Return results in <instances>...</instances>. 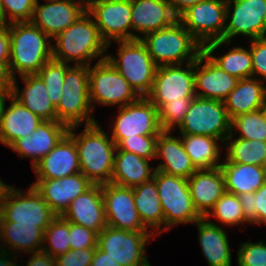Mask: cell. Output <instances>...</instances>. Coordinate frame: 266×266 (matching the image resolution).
<instances>
[{
    "instance_id": "6da1fadb",
    "label": "cell",
    "mask_w": 266,
    "mask_h": 266,
    "mask_svg": "<svg viewBox=\"0 0 266 266\" xmlns=\"http://www.w3.org/2000/svg\"><path fill=\"white\" fill-rule=\"evenodd\" d=\"M70 127L68 135L75 141L81 173L92 184L110 183L114 169V155L117 145L99 122Z\"/></svg>"
},
{
    "instance_id": "7a4b0ae2",
    "label": "cell",
    "mask_w": 266,
    "mask_h": 266,
    "mask_svg": "<svg viewBox=\"0 0 266 266\" xmlns=\"http://www.w3.org/2000/svg\"><path fill=\"white\" fill-rule=\"evenodd\" d=\"M52 41V59L60 62L90 66L106 58L107 43L87 11Z\"/></svg>"
},
{
    "instance_id": "3957f363",
    "label": "cell",
    "mask_w": 266,
    "mask_h": 266,
    "mask_svg": "<svg viewBox=\"0 0 266 266\" xmlns=\"http://www.w3.org/2000/svg\"><path fill=\"white\" fill-rule=\"evenodd\" d=\"M9 70L13 78L37 74L52 59V40L31 22L9 24Z\"/></svg>"
},
{
    "instance_id": "277c9868",
    "label": "cell",
    "mask_w": 266,
    "mask_h": 266,
    "mask_svg": "<svg viewBox=\"0 0 266 266\" xmlns=\"http://www.w3.org/2000/svg\"><path fill=\"white\" fill-rule=\"evenodd\" d=\"M141 41L157 66L196 61L202 44L177 20L173 25L145 34Z\"/></svg>"
},
{
    "instance_id": "5b68a950",
    "label": "cell",
    "mask_w": 266,
    "mask_h": 266,
    "mask_svg": "<svg viewBox=\"0 0 266 266\" xmlns=\"http://www.w3.org/2000/svg\"><path fill=\"white\" fill-rule=\"evenodd\" d=\"M55 108L57 121L68 128L98 122L89 99L88 66L71 65L66 70L61 98Z\"/></svg>"
},
{
    "instance_id": "8992f818",
    "label": "cell",
    "mask_w": 266,
    "mask_h": 266,
    "mask_svg": "<svg viewBox=\"0 0 266 266\" xmlns=\"http://www.w3.org/2000/svg\"><path fill=\"white\" fill-rule=\"evenodd\" d=\"M116 55L106 60L119 71L140 97H146L153 86L157 65L141 39L116 41Z\"/></svg>"
},
{
    "instance_id": "52a82bcc",
    "label": "cell",
    "mask_w": 266,
    "mask_h": 266,
    "mask_svg": "<svg viewBox=\"0 0 266 266\" xmlns=\"http://www.w3.org/2000/svg\"><path fill=\"white\" fill-rule=\"evenodd\" d=\"M155 180L165 221V232L179 224H193L203 217L193 204L188 179L155 170Z\"/></svg>"
},
{
    "instance_id": "ba28073f",
    "label": "cell",
    "mask_w": 266,
    "mask_h": 266,
    "mask_svg": "<svg viewBox=\"0 0 266 266\" xmlns=\"http://www.w3.org/2000/svg\"><path fill=\"white\" fill-rule=\"evenodd\" d=\"M89 99L93 111L96 105L123 107L140 96L128 81L106 59L88 66Z\"/></svg>"
},
{
    "instance_id": "9c48e42d",
    "label": "cell",
    "mask_w": 266,
    "mask_h": 266,
    "mask_svg": "<svg viewBox=\"0 0 266 266\" xmlns=\"http://www.w3.org/2000/svg\"><path fill=\"white\" fill-rule=\"evenodd\" d=\"M27 190L15 185L8 188L0 208V222L36 225L44 231L57 215L31 185Z\"/></svg>"
},
{
    "instance_id": "30bf717a",
    "label": "cell",
    "mask_w": 266,
    "mask_h": 266,
    "mask_svg": "<svg viewBox=\"0 0 266 266\" xmlns=\"http://www.w3.org/2000/svg\"><path fill=\"white\" fill-rule=\"evenodd\" d=\"M177 128L178 134L205 135L224 142L231 131V119L223 101L195 96Z\"/></svg>"
},
{
    "instance_id": "8fae6325",
    "label": "cell",
    "mask_w": 266,
    "mask_h": 266,
    "mask_svg": "<svg viewBox=\"0 0 266 266\" xmlns=\"http://www.w3.org/2000/svg\"><path fill=\"white\" fill-rule=\"evenodd\" d=\"M156 236L150 231H125L106 226L97 246L121 266H152L146 256L148 244Z\"/></svg>"
},
{
    "instance_id": "7c38bea8",
    "label": "cell",
    "mask_w": 266,
    "mask_h": 266,
    "mask_svg": "<svg viewBox=\"0 0 266 266\" xmlns=\"http://www.w3.org/2000/svg\"><path fill=\"white\" fill-rule=\"evenodd\" d=\"M112 118L110 137L118 146L125 138L137 135H159L162 132L158 119V109L147 98L117 108Z\"/></svg>"
},
{
    "instance_id": "4fadbf2b",
    "label": "cell",
    "mask_w": 266,
    "mask_h": 266,
    "mask_svg": "<svg viewBox=\"0 0 266 266\" xmlns=\"http://www.w3.org/2000/svg\"><path fill=\"white\" fill-rule=\"evenodd\" d=\"M87 12L107 43V51L116 41L132 40L131 0H90Z\"/></svg>"
},
{
    "instance_id": "5bb4252c",
    "label": "cell",
    "mask_w": 266,
    "mask_h": 266,
    "mask_svg": "<svg viewBox=\"0 0 266 266\" xmlns=\"http://www.w3.org/2000/svg\"><path fill=\"white\" fill-rule=\"evenodd\" d=\"M266 37V0H226L224 41Z\"/></svg>"
},
{
    "instance_id": "9a60e30c",
    "label": "cell",
    "mask_w": 266,
    "mask_h": 266,
    "mask_svg": "<svg viewBox=\"0 0 266 266\" xmlns=\"http://www.w3.org/2000/svg\"><path fill=\"white\" fill-rule=\"evenodd\" d=\"M226 0H202L178 16V21L201 44L224 40Z\"/></svg>"
},
{
    "instance_id": "2e32d148",
    "label": "cell",
    "mask_w": 266,
    "mask_h": 266,
    "mask_svg": "<svg viewBox=\"0 0 266 266\" xmlns=\"http://www.w3.org/2000/svg\"><path fill=\"white\" fill-rule=\"evenodd\" d=\"M195 96L193 61L181 65L158 66L152 89L146 97L159 109L165 103Z\"/></svg>"
},
{
    "instance_id": "e0dca14e",
    "label": "cell",
    "mask_w": 266,
    "mask_h": 266,
    "mask_svg": "<svg viewBox=\"0 0 266 266\" xmlns=\"http://www.w3.org/2000/svg\"><path fill=\"white\" fill-rule=\"evenodd\" d=\"M37 0L30 22L51 40L75 23L86 11L83 0Z\"/></svg>"
},
{
    "instance_id": "ac0fdd59",
    "label": "cell",
    "mask_w": 266,
    "mask_h": 266,
    "mask_svg": "<svg viewBox=\"0 0 266 266\" xmlns=\"http://www.w3.org/2000/svg\"><path fill=\"white\" fill-rule=\"evenodd\" d=\"M107 226L125 231H149L135 207L133 189L112 183L102 184Z\"/></svg>"
},
{
    "instance_id": "d6986e66",
    "label": "cell",
    "mask_w": 266,
    "mask_h": 266,
    "mask_svg": "<svg viewBox=\"0 0 266 266\" xmlns=\"http://www.w3.org/2000/svg\"><path fill=\"white\" fill-rule=\"evenodd\" d=\"M31 185L57 216H62L70 203L93 184L81 173L60 179H36Z\"/></svg>"
},
{
    "instance_id": "ffe728a7",
    "label": "cell",
    "mask_w": 266,
    "mask_h": 266,
    "mask_svg": "<svg viewBox=\"0 0 266 266\" xmlns=\"http://www.w3.org/2000/svg\"><path fill=\"white\" fill-rule=\"evenodd\" d=\"M196 96L224 101L237 86L239 78L218 67L204 52L194 61Z\"/></svg>"
},
{
    "instance_id": "44dd1931",
    "label": "cell",
    "mask_w": 266,
    "mask_h": 266,
    "mask_svg": "<svg viewBox=\"0 0 266 266\" xmlns=\"http://www.w3.org/2000/svg\"><path fill=\"white\" fill-rule=\"evenodd\" d=\"M68 129L58 121H42L31 135L17 139L8 148L22 160L30 158L33 168L68 133Z\"/></svg>"
},
{
    "instance_id": "7402d4cb",
    "label": "cell",
    "mask_w": 266,
    "mask_h": 266,
    "mask_svg": "<svg viewBox=\"0 0 266 266\" xmlns=\"http://www.w3.org/2000/svg\"><path fill=\"white\" fill-rule=\"evenodd\" d=\"M132 40L173 25L178 16L166 0H131Z\"/></svg>"
},
{
    "instance_id": "603a6c76",
    "label": "cell",
    "mask_w": 266,
    "mask_h": 266,
    "mask_svg": "<svg viewBox=\"0 0 266 266\" xmlns=\"http://www.w3.org/2000/svg\"><path fill=\"white\" fill-rule=\"evenodd\" d=\"M62 217L68 222L82 225L99 234L107 226L102 185L93 184L76 197Z\"/></svg>"
},
{
    "instance_id": "cb8c5ba5",
    "label": "cell",
    "mask_w": 266,
    "mask_h": 266,
    "mask_svg": "<svg viewBox=\"0 0 266 266\" xmlns=\"http://www.w3.org/2000/svg\"><path fill=\"white\" fill-rule=\"evenodd\" d=\"M36 179H60L81 172L75 141L66 134L34 167Z\"/></svg>"
},
{
    "instance_id": "d4e9b609",
    "label": "cell",
    "mask_w": 266,
    "mask_h": 266,
    "mask_svg": "<svg viewBox=\"0 0 266 266\" xmlns=\"http://www.w3.org/2000/svg\"><path fill=\"white\" fill-rule=\"evenodd\" d=\"M188 186L195 209L203 218L226 192L221 167L196 170L188 178Z\"/></svg>"
},
{
    "instance_id": "484cf974",
    "label": "cell",
    "mask_w": 266,
    "mask_h": 266,
    "mask_svg": "<svg viewBox=\"0 0 266 266\" xmlns=\"http://www.w3.org/2000/svg\"><path fill=\"white\" fill-rule=\"evenodd\" d=\"M174 131H162L156 142V159H162L154 167L166 174L188 179L197 169L189 155L185 152L183 143Z\"/></svg>"
},
{
    "instance_id": "4316f807",
    "label": "cell",
    "mask_w": 266,
    "mask_h": 266,
    "mask_svg": "<svg viewBox=\"0 0 266 266\" xmlns=\"http://www.w3.org/2000/svg\"><path fill=\"white\" fill-rule=\"evenodd\" d=\"M17 78H13L12 96L43 121H57L56 108L41 77L38 74L19 76L24 85L22 89L17 85Z\"/></svg>"
},
{
    "instance_id": "83f0119b",
    "label": "cell",
    "mask_w": 266,
    "mask_h": 266,
    "mask_svg": "<svg viewBox=\"0 0 266 266\" xmlns=\"http://www.w3.org/2000/svg\"><path fill=\"white\" fill-rule=\"evenodd\" d=\"M198 241L208 266H232V251L224 227L210 219L195 221Z\"/></svg>"
},
{
    "instance_id": "f1b7e54d",
    "label": "cell",
    "mask_w": 266,
    "mask_h": 266,
    "mask_svg": "<svg viewBox=\"0 0 266 266\" xmlns=\"http://www.w3.org/2000/svg\"><path fill=\"white\" fill-rule=\"evenodd\" d=\"M9 102L10 105L4 107L0 122V143L7 148L17 139L31 135L43 121L12 95Z\"/></svg>"
},
{
    "instance_id": "f546056e",
    "label": "cell",
    "mask_w": 266,
    "mask_h": 266,
    "mask_svg": "<svg viewBox=\"0 0 266 266\" xmlns=\"http://www.w3.org/2000/svg\"><path fill=\"white\" fill-rule=\"evenodd\" d=\"M152 160L137 156L134 153L116 148L114 155V169L110 183L122 187L133 188L151 180L155 167Z\"/></svg>"
},
{
    "instance_id": "4dcf8cb0",
    "label": "cell",
    "mask_w": 266,
    "mask_h": 266,
    "mask_svg": "<svg viewBox=\"0 0 266 266\" xmlns=\"http://www.w3.org/2000/svg\"><path fill=\"white\" fill-rule=\"evenodd\" d=\"M0 233L4 250L15 256L22 258L25 256H20V252L30 255L42 250L44 231L36 225L0 222Z\"/></svg>"
},
{
    "instance_id": "1f68e13d",
    "label": "cell",
    "mask_w": 266,
    "mask_h": 266,
    "mask_svg": "<svg viewBox=\"0 0 266 266\" xmlns=\"http://www.w3.org/2000/svg\"><path fill=\"white\" fill-rule=\"evenodd\" d=\"M266 98V82L256 78L240 79L223 101L229 118L260 110Z\"/></svg>"
},
{
    "instance_id": "d6a6232c",
    "label": "cell",
    "mask_w": 266,
    "mask_h": 266,
    "mask_svg": "<svg viewBox=\"0 0 266 266\" xmlns=\"http://www.w3.org/2000/svg\"><path fill=\"white\" fill-rule=\"evenodd\" d=\"M233 42H227L224 40H216L209 42L203 46V52L223 71L226 73L238 77L239 79L252 78V61L250 47L246 48L243 45L238 44L235 46L230 45ZM226 44V45H225ZM225 46H229L223 55H214L215 51H218Z\"/></svg>"
},
{
    "instance_id": "836d02e7",
    "label": "cell",
    "mask_w": 266,
    "mask_h": 266,
    "mask_svg": "<svg viewBox=\"0 0 266 266\" xmlns=\"http://www.w3.org/2000/svg\"><path fill=\"white\" fill-rule=\"evenodd\" d=\"M132 189L135 207L143 225L155 236L162 235L165 221L155 180L152 178Z\"/></svg>"
},
{
    "instance_id": "e575fe53",
    "label": "cell",
    "mask_w": 266,
    "mask_h": 266,
    "mask_svg": "<svg viewBox=\"0 0 266 266\" xmlns=\"http://www.w3.org/2000/svg\"><path fill=\"white\" fill-rule=\"evenodd\" d=\"M179 135L185 152L197 170L221 167L223 142L220 139L205 135Z\"/></svg>"
},
{
    "instance_id": "d590c367",
    "label": "cell",
    "mask_w": 266,
    "mask_h": 266,
    "mask_svg": "<svg viewBox=\"0 0 266 266\" xmlns=\"http://www.w3.org/2000/svg\"><path fill=\"white\" fill-rule=\"evenodd\" d=\"M226 191L237 196L254 193L266 182L265 167L241 163L222 162Z\"/></svg>"
},
{
    "instance_id": "8d00e7d4",
    "label": "cell",
    "mask_w": 266,
    "mask_h": 266,
    "mask_svg": "<svg viewBox=\"0 0 266 266\" xmlns=\"http://www.w3.org/2000/svg\"><path fill=\"white\" fill-rule=\"evenodd\" d=\"M222 162L241 163L264 167L266 164V141L245 140L229 134L223 142ZM225 157V158H224Z\"/></svg>"
},
{
    "instance_id": "74e56055",
    "label": "cell",
    "mask_w": 266,
    "mask_h": 266,
    "mask_svg": "<svg viewBox=\"0 0 266 266\" xmlns=\"http://www.w3.org/2000/svg\"><path fill=\"white\" fill-rule=\"evenodd\" d=\"M212 217L213 219L215 218L216 222L221 223V227L223 225L224 227L227 226V228L233 226H239V228L245 226L246 228V224L250 225L244 216L239 197L227 191L217 200L214 207L204 218L212 219Z\"/></svg>"
},
{
    "instance_id": "f35d334b",
    "label": "cell",
    "mask_w": 266,
    "mask_h": 266,
    "mask_svg": "<svg viewBox=\"0 0 266 266\" xmlns=\"http://www.w3.org/2000/svg\"><path fill=\"white\" fill-rule=\"evenodd\" d=\"M230 134L245 140L266 141V120L263 111L260 109L232 118Z\"/></svg>"
},
{
    "instance_id": "ab89813d",
    "label": "cell",
    "mask_w": 266,
    "mask_h": 266,
    "mask_svg": "<svg viewBox=\"0 0 266 266\" xmlns=\"http://www.w3.org/2000/svg\"><path fill=\"white\" fill-rule=\"evenodd\" d=\"M70 249L69 222L62 216H57L44 230L42 251L56 258Z\"/></svg>"
},
{
    "instance_id": "60d3db41",
    "label": "cell",
    "mask_w": 266,
    "mask_h": 266,
    "mask_svg": "<svg viewBox=\"0 0 266 266\" xmlns=\"http://www.w3.org/2000/svg\"><path fill=\"white\" fill-rule=\"evenodd\" d=\"M70 66L71 64L51 59L37 73L44 81L49 99L54 107L58 105L61 98L66 70Z\"/></svg>"
},
{
    "instance_id": "b9f144b4",
    "label": "cell",
    "mask_w": 266,
    "mask_h": 266,
    "mask_svg": "<svg viewBox=\"0 0 266 266\" xmlns=\"http://www.w3.org/2000/svg\"><path fill=\"white\" fill-rule=\"evenodd\" d=\"M194 98L185 97L182 98V101H171L163 104L158 109V119L162 131H176Z\"/></svg>"
},
{
    "instance_id": "7bdbcfd3",
    "label": "cell",
    "mask_w": 266,
    "mask_h": 266,
    "mask_svg": "<svg viewBox=\"0 0 266 266\" xmlns=\"http://www.w3.org/2000/svg\"><path fill=\"white\" fill-rule=\"evenodd\" d=\"M158 135H137L125 138L117 147L120 150L131 152L137 156L154 160L156 157V142Z\"/></svg>"
},
{
    "instance_id": "ee69618b",
    "label": "cell",
    "mask_w": 266,
    "mask_h": 266,
    "mask_svg": "<svg viewBox=\"0 0 266 266\" xmlns=\"http://www.w3.org/2000/svg\"><path fill=\"white\" fill-rule=\"evenodd\" d=\"M263 241L240 242L237 250V266H266V244Z\"/></svg>"
},
{
    "instance_id": "f6af8a7d",
    "label": "cell",
    "mask_w": 266,
    "mask_h": 266,
    "mask_svg": "<svg viewBox=\"0 0 266 266\" xmlns=\"http://www.w3.org/2000/svg\"><path fill=\"white\" fill-rule=\"evenodd\" d=\"M9 24L30 22L37 0H1ZM9 19V21H8Z\"/></svg>"
},
{
    "instance_id": "bcb514c9",
    "label": "cell",
    "mask_w": 266,
    "mask_h": 266,
    "mask_svg": "<svg viewBox=\"0 0 266 266\" xmlns=\"http://www.w3.org/2000/svg\"><path fill=\"white\" fill-rule=\"evenodd\" d=\"M252 61V78L266 82V37L246 41Z\"/></svg>"
},
{
    "instance_id": "7dc6e473",
    "label": "cell",
    "mask_w": 266,
    "mask_h": 266,
    "mask_svg": "<svg viewBox=\"0 0 266 266\" xmlns=\"http://www.w3.org/2000/svg\"><path fill=\"white\" fill-rule=\"evenodd\" d=\"M71 249L96 248L98 233L82 225L69 222Z\"/></svg>"
},
{
    "instance_id": "c3c4849f",
    "label": "cell",
    "mask_w": 266,
    "mask_h": 266,
    "mask_svg": "<svg viewBox=\"0 0 266 266\" xmlns=\"http://www.w3.org/2000/svg\"><path fill=\"white\" fill-rule=\"evenodd\" d=\"M96 248L70 249L55 258L56 266H90Z\"/></svg>"
},
{
    "instance_id": "681fc988",
    "label": "cell",
    "mask_w": 266,
    "mask_h": 266,
    "mask_svg": "<svg viewBox=\"0 0 266 266\" xmlns=\"http://www.w3.org/2000/svg\"><path fill=\"white\" fill-rule=\"evenodd\" d=\"M253 207L257 212V225L266 226V182L253 193Z\"/></svg>"
},
{
    "instance_id": "f907efd6",
    "label": "cell",
    "mask_w": 266,
    "mask_h": 266,
    "mask_svg": "<svg viewBox=\"0 0 266 266\" xmlns=\"http://www.w3.org/2000/svg\"><path fill=\"white\" fill-rule=\"evenodd\" d=\"M243 208L246 220L252 225L257 226V212L253 207V193H245L238 196Z\"/></svg>"
},
{
    "instance_id": "816d5d0a",
    "label": "cell",
    "mask_w": 266,
    "mask_h": 266,
    "mask_svg": "<svg viewBox=\"0 0 266 266\" xmlns=\"http://www.w3.org/2000/svg\"><path fill=\"white\" fill-rule=\"evenodd\" d=\"M19 261L20 262L18 263V266H56L55 258L42 250L31 253V256L27 260L26 265L22 264L23 260L22 261L19 260Z\"/></svg>"
},
{
    "instance_id": "f5cc1de1",
    "label": "cell",
    "mask_w": 266,
    "mask_h": 266,
    "mask_svg": "<svg viewBox=\"0 0 266 266\" xmlns=\"http://www.w3.org/2000/svg\"><path fill=\"white\" fill-rule=\"evenodd\" d=\"M10 60V34L9 25L0 27V62L9 66Z\"/></svg>"
},
{
    "instance_id": "db71d44e",
    "label": "cell",
    "mask_w": 266,
    "mask_h": 266,
    "mask_svg": "<svg viewBox=\"0 0 266 266\" xmlns=\"http://www.w3.org/2000/svg\"><path fill=\"white\" fill-rule=\"evenodd\" d=\"M13 77L9 66L0 62V92H12Z\"/></svg>"
},
{
    "instance_id": "11a10c76",
    "label": "cell",
    "mask_w": 266,
    "mask_h": 266,
    "mask_svg": "<svg viewBox=\"0 0 266 266\" xmlns=\"http://www.w3.org/2000/svg\"><path fill=\"white\" fill-rule=\"evenodd\" d=\"M90 266H121L118 262L108 256V253L102 251L98 246L95 249Z\"/></svg>"
},
{
    "instance_id": "9f6ffc18",
    "label": "cell",
    "mask_w": 266,
    "mask_h": 266,
    "mask_svg": "<svg viewBox=\"0 0 266 266\" xmlns=\"http://www.w3.org/2000/svg\"><path fill=\"white\" fill-rule=\"evenodd\" d=\"M167 3L171 6L174 13L179 16L190 6H193L202 0H166Z\"/></svg>"
},
{
    "instance_id": "6f0895ef",
    "label": "cell",
    "mask_w": 266,
    "mask_h": 266,
    "mask_svg": "<svg viewBox=\"0 0 266 266\" xmlns=\"http://www.w3.org/2000/svg\"><path fill=\"white\" fill-rule=\"evenodd\" d=\"M19 258L20 257L5 251L0 255V266H18Z\"/></svg>"
},
{
    "instance_id": "680465c9",
    "label": "cell",
    "mask_w": 266,
    "mask_h": 266,
    "mask_svg": "<svg viewBox=\"0 0 266 266\" xmlns=\"http://www.w3.org/2000/svg\"><path fill=\"white\" fill-rule=\"evenodd\" d=\"M12 92H0V122L2 118V113L6 105V101L9 100Z\"/></svg>"
},
{
    "instance_id": "91938a15",
    "label": "cell",
    "mask_w": 266,
    "mask_h": 266,
    "mask_svg": "<svg viewBox=\"0 0 266 266\" xmlns=\"http://www.w3.org/2000/svg\"><path fill=\"white\" fill-rule=\"evenodd\" d=\"M9 187H10L9 184L4 183L3 180L0 179V208H1V204L4 200L5 193Z\"/></svg>"
},
{
    "instance_id": "94428289",
    "label": "cell",
    "mask_w": 266,
    "mask_h": 266,
    "mask_svg": "<svg viewBox=\"0 0 266 266\" xmlns=\"http://www.w3.org/2000/svg\"><path fill=\"white\" fill-rule=\"evenodd\" d=\"M9 22H7L3 7L2 1L0 0V27L8 26Z\"/></svg>"
},
{
    "instance_id": "6125c7cd",
    "label": "cell",
    "mask_w": 266,
    "mask_h": 266,
    "mask_svg": "<svg viewBox=\"0 0 266 266\" xmlns=\"http://www.w3.org/2000/svg\"><path fill=\"white\" fill-rule=\"evenodd\" d=\"M261 110L263 111V115H264L265 120H266V98H265L263 106L261 107Z\"/></svg>"
},
{
    "instance_id": "be15d7a7",
    "label": "cell",
    "mask_w": 266,
    "mask_h": 266,
    "mask_svg": "<svg viewBox=\"0 0 266 266\" xmlns=\"http://www.w3.org/2000/svg\"><path fill=\"white\" fill-rule=\"evenodd\" d=\"M5 252L4 247H3V243H2V238H1V233H0V255Z\"/></svg>"
}]
</instances>
